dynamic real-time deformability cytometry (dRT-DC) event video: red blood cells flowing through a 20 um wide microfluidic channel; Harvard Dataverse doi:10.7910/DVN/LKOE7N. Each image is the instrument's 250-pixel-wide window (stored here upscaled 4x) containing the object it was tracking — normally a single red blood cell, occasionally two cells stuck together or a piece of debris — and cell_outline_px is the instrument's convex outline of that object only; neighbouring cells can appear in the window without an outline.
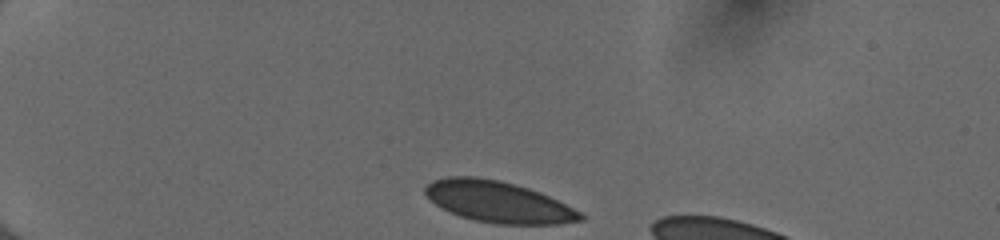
{"species": "human", "species_latin": "Homo sapiens", "temperature_condition": "cold", "stored_images_in_passage": 38, "camera_frame_rate_fps": 3000, "um_per_image_px": 0.085, "donor": {"sex": "female"}, "frame": {"image": 1, "passage_image": 1, "time_ms": 0.0, "image_size_px": [1000, 240], "cell_outline_px": [[584, 220], [560, 224], [496, 224], [476, 220], [460, 216], [440, 208], [424, 192], [424, 188], [432, 180], [448, 176], [472, 176], [500, 180], [528, 188], [540, 192], [580, 212], [584, 216]], "centroid_in_image_um": [42.33, 17.15], "position_along_channel_um": 42.7, "area_um2": 37.11}}
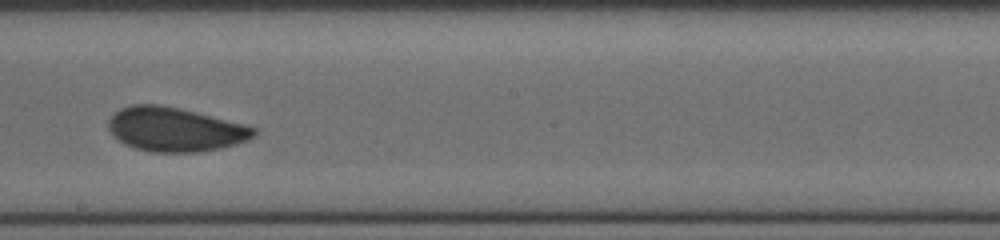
{"frame": {"image": 2, "passage_image": 20, "time_ms": 6.333, "image_size_px": [1000, 240], "cell_outline_px": [[256, 136], [248, 140], [236, 144], [220, 148], [200, 152], [152, 152], [136, 148], [124, 144], [108, 132], [108, 120], [120, 108], [132, 104], [156, 104], [180, 108], [244, 124], [256, 128]], "centroid_in_image_um": [14.86, 11.0], "position_along_channel_um": 233.3, "area_um2": 37.45}}
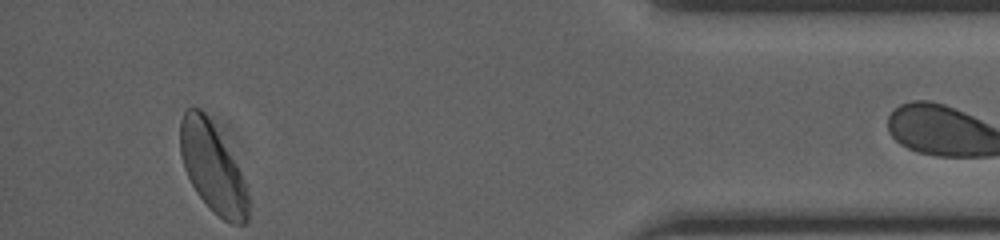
{"frame": {"image": 3, "passage_image": 37, "time_ms": 12.0, "image_size_px": [1000, 240], "cell_outline_px": [[248, 220], [244, 224], [232, 224], [224, 220], [196, 192], [184, 168], [180, 152], [180, 120], [184, 112], [188, 108], [200, 108], [204, 112], [240, 172], [244, 180], [248, 196]], "centroid_in_image_um": [18.04, 14.28], "position_along_channel_um": 417.2, "area_um2": 34.04}}